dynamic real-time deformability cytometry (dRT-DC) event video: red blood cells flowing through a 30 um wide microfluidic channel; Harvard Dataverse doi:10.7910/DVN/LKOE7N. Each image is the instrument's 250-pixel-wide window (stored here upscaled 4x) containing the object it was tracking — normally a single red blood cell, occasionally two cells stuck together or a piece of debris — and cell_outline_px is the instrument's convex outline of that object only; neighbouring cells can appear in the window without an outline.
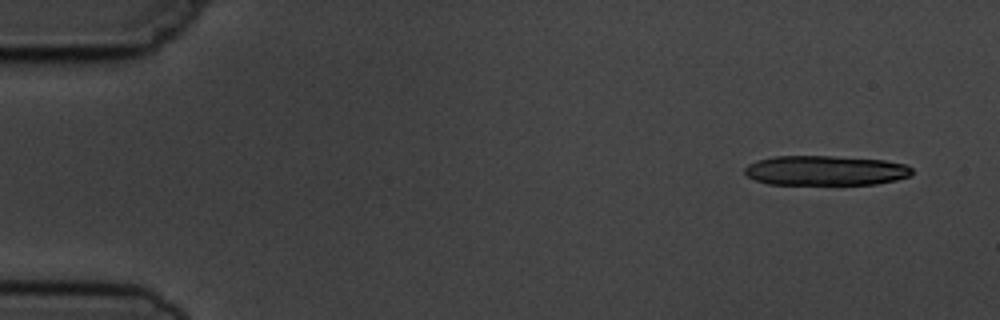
{"species": "common noctule bat (a hibernating species)", "species_latin": "Nyctalus noctula", "temperature_condition": "cold", "stored_images_in_passage": 8, "camera_frame_rate_fps": 3000, "um_per_image_px": 0.085, "animal": {"sex": "male", "body_mass_g": 19.5, "forearm_length_mm": 54.6}, "frame": {"image": 1, "passage_image": 1, "time_ms": 0.0, "image_size_px": [1000, 320], "cell_outline_px": [[912, 172], [908, 176], [896, 180], [876, 184], [768, 184], [756, 180], [748, 176], [744, 172], [744, 168], [748, 164], [756, 160], [772, 156], [832, 156], [884, 160], [904, 164], [912, 168]], "centroid_in_image_um": [70.13, 14.49], "position_along_channel_um": 14.9, "area_um2": 29.02}}
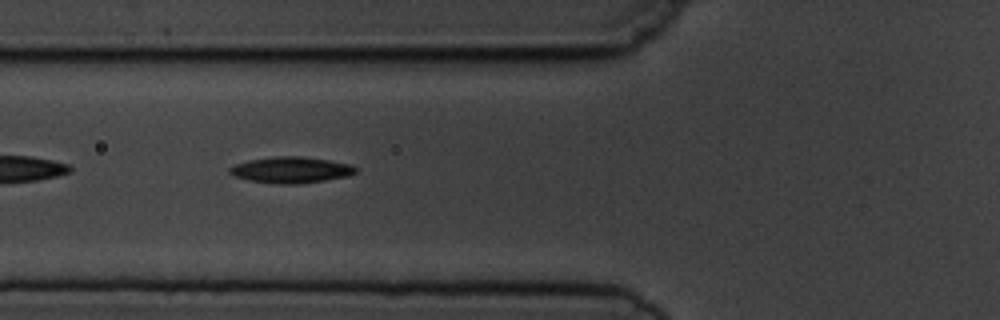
{"frame": {"image": 2, "passage_image": 6, "time_ms": 5.667, "image_size_px": [1000, 320], "cell_outline_px": [[360, 168], [356, 172], [348, 176], [300, 184], [280, 184], [248, 180], [236, 176], [228, 172], [228, 168], [232, 164], [248, 160], [276, 156], [304, 156], [352, 164]], "centroid_in_image_um": [24.75, 14.43], "position_along_channel_um": 101.1, "area_um2": 19.42}}
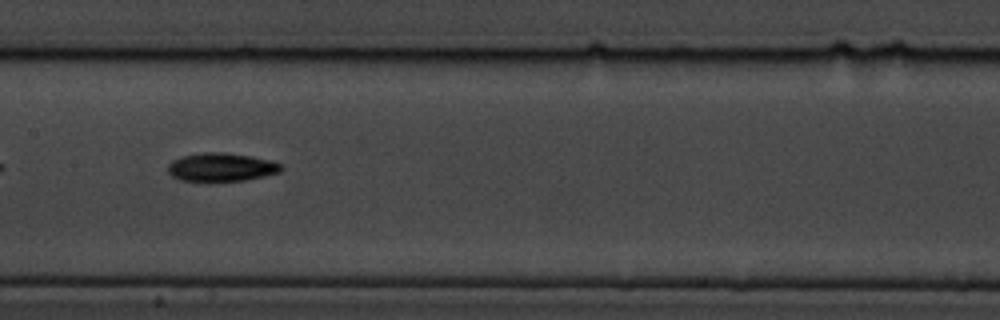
{"frame": {"image": 3, "passage_image": 8, "time_ms": 8.0, "image_size_px": [1000, 320], "cell_outline_px": [[284, 168], [280, 172], [264, 176], [244, 180], [180, 180], [172, 176], [168, 172], [168, 164], [172, 160], [180, 156], [204, 152], [224, 152], [252, 156], [272, 160], [284, 164]], "centroid_in_image_um": [18.85, 14.18], "position_along_channel_um": 188.6, "area_um2": 18.79}}